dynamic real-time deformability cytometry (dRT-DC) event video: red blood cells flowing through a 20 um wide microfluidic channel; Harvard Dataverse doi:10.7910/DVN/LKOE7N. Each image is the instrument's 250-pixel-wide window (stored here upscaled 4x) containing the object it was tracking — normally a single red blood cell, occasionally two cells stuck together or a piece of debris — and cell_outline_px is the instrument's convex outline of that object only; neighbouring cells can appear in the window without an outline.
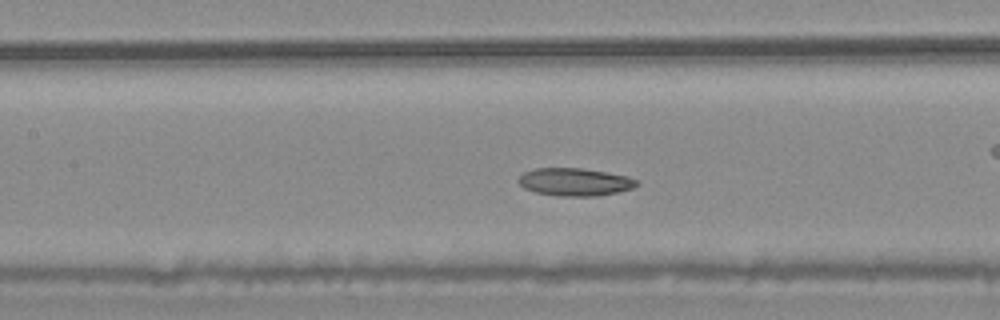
{"species": "common noctule bat (a hibernating species)", "species_latin": "Nyctalus noctula", "temperature_condition": "warm", "stored_images_in_passage": 53, "camera_frame_rate_fps": 3000, "um_per_image_px": 0.085, "animal": {"sex": "male", "body_mass_g": 20.4}, "frame": {"image": 1, "passage_image": 23, "time_ms": 7.333, "image_size_px": [1000, 320], "cell_outline_px": [[640, 184], [632, 188], [600, 196], [556, 196], [536, 192], [524, 188], [516, 180], [524, 172], [536, 168], [584, 168], [628, 176], [636, 180]], "centroid_in_image_um": [48.85, 15.46], "position_along_channel_um": 158.5, "area_um2": 19.19}}
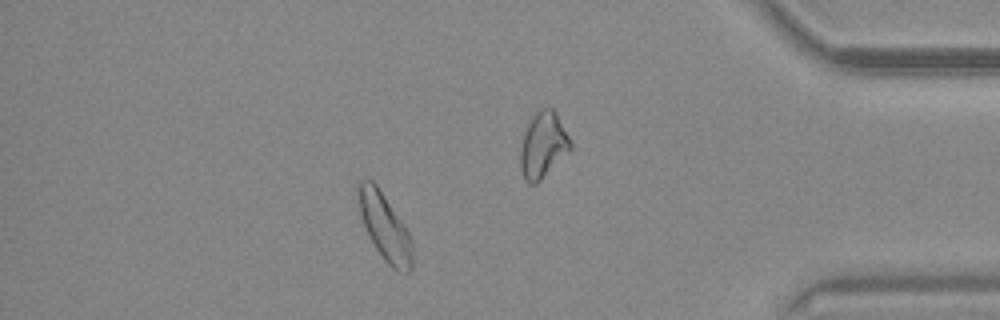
{"frame": {"image": 2, "passage_image": 46, "time_ms": 15.0, "image_size_px": [1000, 320], "cell_outline_px": [[412, 268], [408, 272], [404, 272], [392, 268], [384, 260], [368, 236], [364, 228], [360, 212], [356, 188], [356, 184], [360, 180], [372, 180], [376, 184], [404, 224], [412, 240]], "centroid_in_image_um": [32.68, 19.27], "position_along_channel_um": 402.5, "area_um2": 21.04}, "authors_computed_cell_mechanics": {"area_um2": 20.8658, "velocity_mm_per_s": 3.7207, "shape_relaxation_time_tau1_ms": null, "shape_relaxation_time_tau2_ms": 7.3272, "deformation_change_tau1": null, "deformation_change_tau2": 0.1555}}